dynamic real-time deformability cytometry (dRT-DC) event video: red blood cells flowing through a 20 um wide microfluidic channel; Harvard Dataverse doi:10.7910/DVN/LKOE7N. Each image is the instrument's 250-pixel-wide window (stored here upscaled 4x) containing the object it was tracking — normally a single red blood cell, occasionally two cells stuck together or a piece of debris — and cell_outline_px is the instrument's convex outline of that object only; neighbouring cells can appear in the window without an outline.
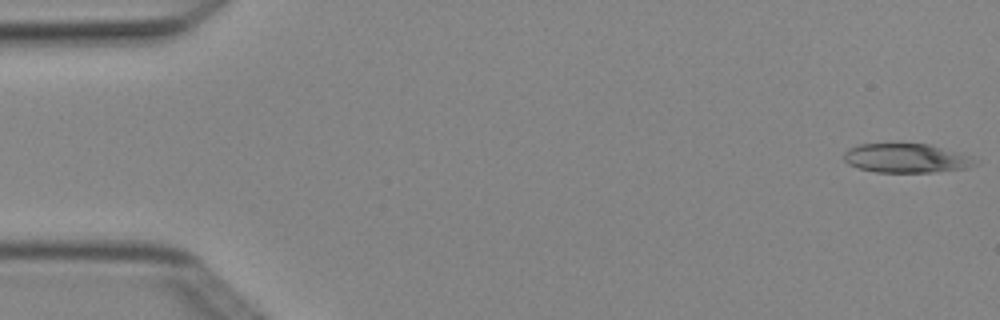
{"species": "Egyptian fruit bat (a non-hibernating species)", "species_latin": "Rousettus aegyptiacus", "temperature_condition": "cold", "stored_images_in_passage": 7, "camera_frame_rate_fps": 3000, "um_per_image_px": 0.085, "animal": {"sex": "female"}, "frame": {"image": 1, "passage_image": 1, "time_ms": 0.0, "image_size_px": [1000, 320], "cell_outline_px": [[980, 160], [976, 164], [964, 168], [932, 172], [876, 172], [860, 168], [848, 164], [844, 160], [844, 152], [848, 148], [860, 144], [900, 140], [928, 144], [972, 156]], "centroid_in_image_um": [77.0, 13.39], "position_along_channel_um": 8.0, "area_um2": 23.12}}
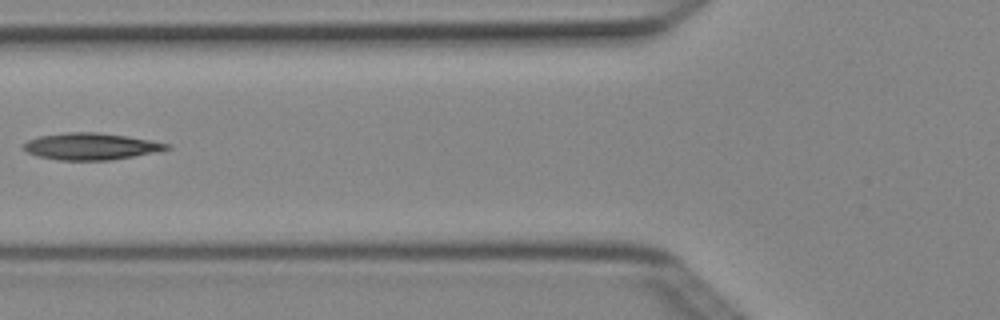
{"frame": {"image": 2, "passage_image": 6, "time_ms": 1.667, "image_size_px": [1000, 320], "cell_outline_px": [[172, 148], [156, 152], [108, 160], [60, 160], [36, 156], [28, 152], [20, 144], [28, 140], [40, 136], [68, 132], [96, 132], [124, 136], [172, 144]], "centroid_in_image_um": [7.7, 12.44], "position_along_channel_um": 118.1, "area_um2": 22.14}}
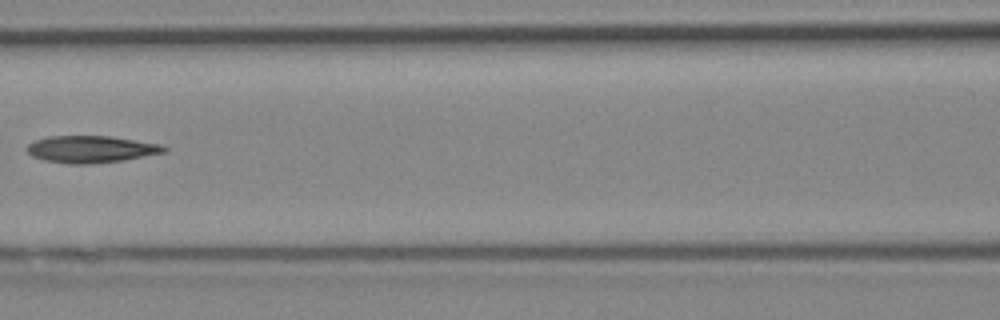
{"frame": {"image": 3, "passage_image": 7, "time_ms": 2.0, "image_size_px": [1000, 320], "cell_outline_px": [[168, 152], [124, 160], [92, 164], [68, 164], [44, 160], [32, 156], [28, 152], [28, 144], [36, 140], [48, 136], [108, 136], [160, 144], [168, 148]], "centroid_in_image_um": [7.76, 12.69], "position_along_channel_um": 158.8, "area_um2": 21.56}}